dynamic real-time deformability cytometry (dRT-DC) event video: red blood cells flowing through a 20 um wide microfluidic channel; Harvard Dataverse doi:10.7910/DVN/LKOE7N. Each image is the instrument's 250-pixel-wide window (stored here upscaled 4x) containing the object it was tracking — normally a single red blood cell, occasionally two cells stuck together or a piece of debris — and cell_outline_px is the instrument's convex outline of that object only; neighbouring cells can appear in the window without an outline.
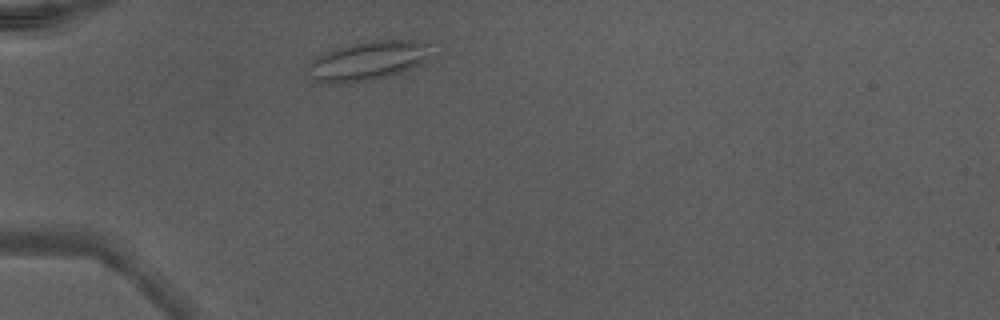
{"species": "Egyptian fruit bat (a non-hibernating species)", "species_latin": "Rousettus aegyptiacus", "temperature_condition": "warm", "stored_images_in_passage": 34, "camera_frame_rate_fps": 3000, "um_per_image_px": 0.085, "animal": {"sex": "male"}, "frame": {"image": 1, "passage_image": 1, "time_ms": 0.0, "image_size_px": [1000, 320], "cell_outline_px": [[432, 44], [424, 60], [420, 64], [400, 72], [372, 80], [320, 84], [304, 76], [304, 68], [312, 60], [336, 48], [352, 44], [372, 40], [408, 40]], "centroid_in_image_um": [31.14, 5.19], "position_along_channel_um": 53.9, "area_um2": 27.92}}
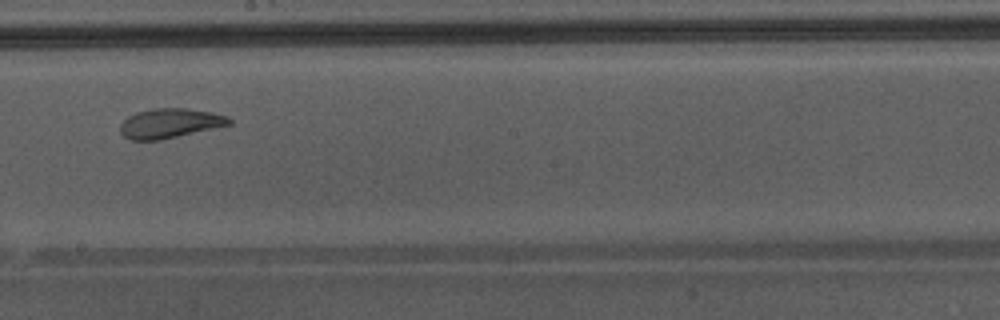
{"frame": {"image": 2, "passage_image": 15, "time_ms": 4.667, "image_size_px": [1000, 320], "cell_outline_px": [[232, 124], [160, 140], [132, 140], [124, 136], [120, 132], [120, 124], [128, 116], [136, 112], [152, 108], [184, 108], [212, 112], [228, 116], [232, 120]], "centroid_in_image_um": [14.44, 10.47], "position_along_channel_um": 233.8, "area_um2": 18.79}, "authors_computed_cell_mechanics": {"area_um2": 20.3167, "velocity_mm_per_s": 4.2882, "shape_relaxation_time_tau1_ms": 5.4075, "shape_relaxation_time_tau2_ms": 1.2992, "deformation_change_tau1": 0.1406, "deformation_change_tau2": 0.0564}}